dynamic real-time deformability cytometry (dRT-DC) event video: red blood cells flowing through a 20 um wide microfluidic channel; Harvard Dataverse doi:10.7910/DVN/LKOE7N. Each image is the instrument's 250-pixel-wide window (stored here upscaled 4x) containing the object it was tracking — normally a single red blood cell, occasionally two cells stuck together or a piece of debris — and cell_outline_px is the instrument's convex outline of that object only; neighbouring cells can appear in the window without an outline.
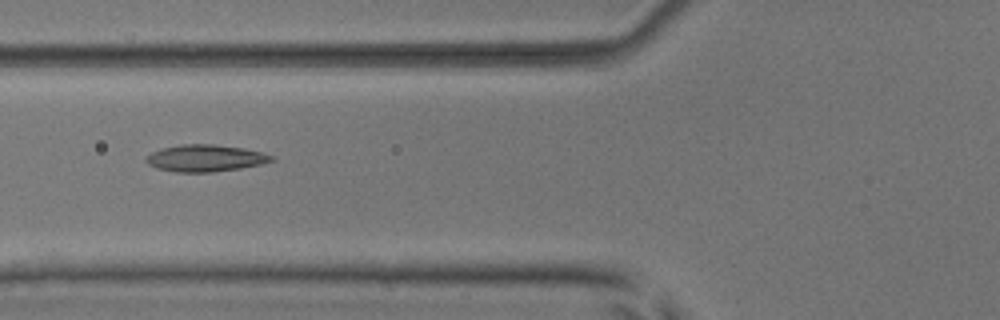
{"species": "common noctule bat (a hibernating species)", "species_latin": "Nyctalus noctula", "temperature_condition": "room temperature", "stored_images_in_passage": 2, "camera_frame_rate_fps": 3000, "um_per_image_px": 0.085, "animal": {"sex": "male", "body_mass_g": 17.9, "forearm_length_mm": 54.2}, "frame": {"image": 1, "passage_image": 2, "time_ms": 1.0, "image_size_px": [1000, 320], "cell_outline_px": [[276, 160], [260, 164], [240, 168], [212, 172], [176, 172], [156, 168], [148, 164], [144, 160], [152, 152], [164, 148], [180, 144], [212, 144], [244, 148], [260, 152], [272, 156]], "centroid_in_image_um": [17.44, 13.44], "position_along_channel_um": 108.4, "area_um2": 19.48}}